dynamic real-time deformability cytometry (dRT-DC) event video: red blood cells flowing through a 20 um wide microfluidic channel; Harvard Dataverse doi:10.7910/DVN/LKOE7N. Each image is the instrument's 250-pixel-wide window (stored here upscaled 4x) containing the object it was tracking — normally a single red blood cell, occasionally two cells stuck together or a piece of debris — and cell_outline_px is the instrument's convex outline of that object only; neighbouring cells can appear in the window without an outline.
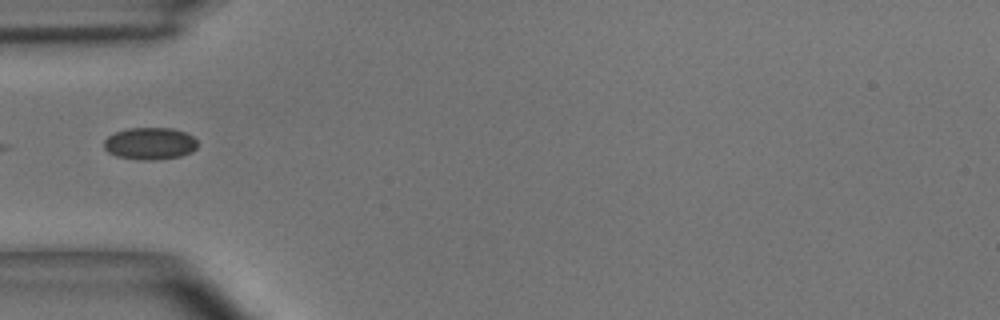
{"species": "common noctule bat (a hibernating species)", "species_latin": "Nyctalus noctula", "temperature_condition": "room temperature", "stored_images_in_passage": 4, "segment_of_instrument_passage": [2, 2], "camera_frame_rate_fps": 3000, "um_per_image_px": 0.085, "animal": {"sex": "male", "body_mass_g": 15.6}, "frame": {"image": 1, "passage_image": 2, "time_ms": 0.333, "image_size_px": [1000, 320], "cell_outline_px": [[196, 148], [192, 152], [180, 156], [152, 160], [144, 160], [116, 156], [108, 152], [104, 148], [104, 140], [108, 136], [116, 132], [128, 128], [172, 128], [184, 132], [192, 136], [196, 140]], "centroid_in_image_um": [12.73, 12.2], "position_along_channel_um": 72.3, "area_um2": 17.4}}
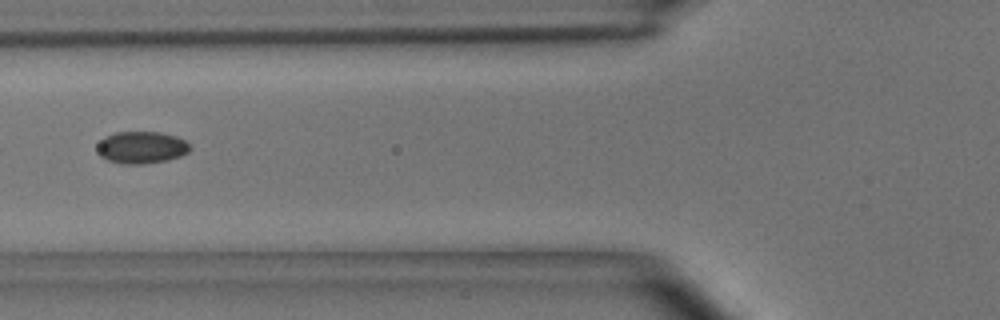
{"frame": {"image": 2, "passage_image": 3, "time_ms": 0.667, "image_size_px": [1000, 320], "cell_outline_px": [[192, 148], [188, 152], [180, 156], [168, 160], [144, 164], [124, 164], [108, 160], [100, 156], [100, 140], [104, 136], [116, 132], [160, 132], [176, 136], [184, 140]], "centroid_in_image_um": [12.06, 12.53], "position_along_channel_um": 113.7, "area_um2": 17.22}}